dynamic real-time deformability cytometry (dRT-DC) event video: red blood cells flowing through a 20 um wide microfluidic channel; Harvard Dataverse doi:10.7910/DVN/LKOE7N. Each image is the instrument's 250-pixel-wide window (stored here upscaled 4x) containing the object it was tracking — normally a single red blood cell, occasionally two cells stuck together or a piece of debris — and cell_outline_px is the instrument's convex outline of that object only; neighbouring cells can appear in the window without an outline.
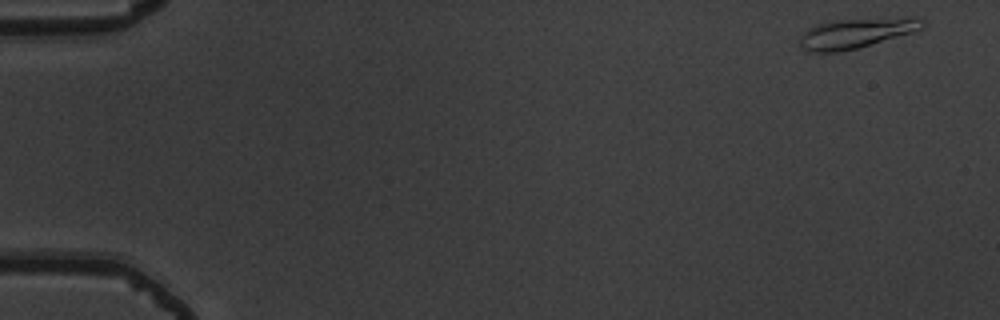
{"species": "common noctule bat (a hibernating species)", "species_latin": "Nyctalus noctula", "temperature_condition": "warm", "stored_images_in_passage": 53, "camera_frame_rate_fps": 3000, "um_per_image_px": 0.085, "animal": {"sex": "male", "body_mass_g": 19.5, "forearm_length_mm": 54.6}, "frame": {"image": 1, "passage_image": 1, "time_ms": 0.0, "image_size_px": [1000, 320], "cell_outline_px": [[924, 28], [912, 32], [856, 48], [840, 52], [808, 52], [800, 44], [800, 36], [808, 28], [816, 24], [840, 20], [916, 16], [924, 20]], "centroid_in_image_um": [72.8, 2.8], "position_along_channel_um": 12.2, "area_um2": 21.27}}
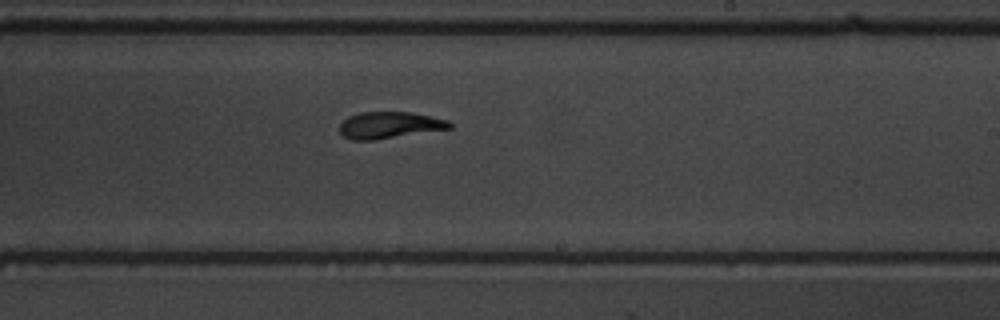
{"frame": {"image": 2, "passage_image": 32, "time_ms": 10.333, "image_size_px": [1000, 320], "cell_outline_px": [[452, 128], [376, 140], [352, 140], [344, 136], [340, 132], [340, 124], [348, 116], [360, 112], [412, 112], [432, 116], [448, 120], [452, 124]], "centroid_in_image_um": [33.12, 10.63], "position_along_channel_um": 255.9, "area_um2": 17.17}}
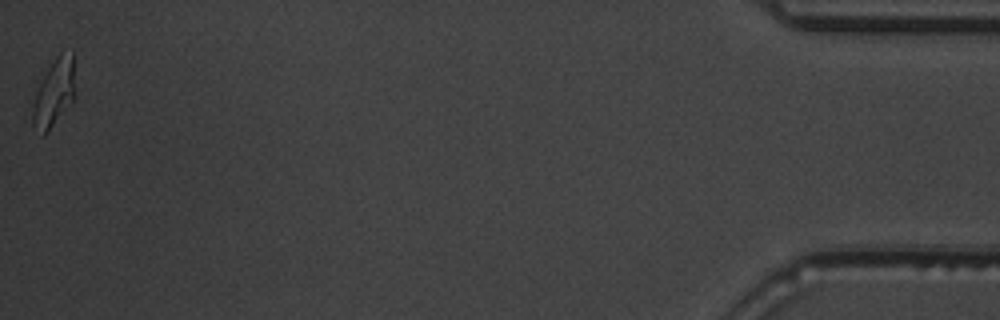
{"frame": {"image": 3, "passage_image": 53, "time_ms": 17.333, "image_size_px": [1000, 320], "cell_outline_px": [[76, 96], [44, 136], [40, 136], [32, 128], [32, 104], [36, 92], [52, 52], [72, 52], [76, 92]], "centroid_in_image_um": [4.57, 7.83], "position_along_channel_um": 430.6, "area_um2": 17.63}, "authors_computed_cell_mechanics": {"area_um2": 17.629, "velocity_mm_per_s": 3.7585, "shape_relaxation_time_tau1_ms": 2.8825, "shape_relaxation_time_tau2_ms": 2.0645, "deformation_change_tau1": 0.1667, "deformation_change_tau2": 0.071}}